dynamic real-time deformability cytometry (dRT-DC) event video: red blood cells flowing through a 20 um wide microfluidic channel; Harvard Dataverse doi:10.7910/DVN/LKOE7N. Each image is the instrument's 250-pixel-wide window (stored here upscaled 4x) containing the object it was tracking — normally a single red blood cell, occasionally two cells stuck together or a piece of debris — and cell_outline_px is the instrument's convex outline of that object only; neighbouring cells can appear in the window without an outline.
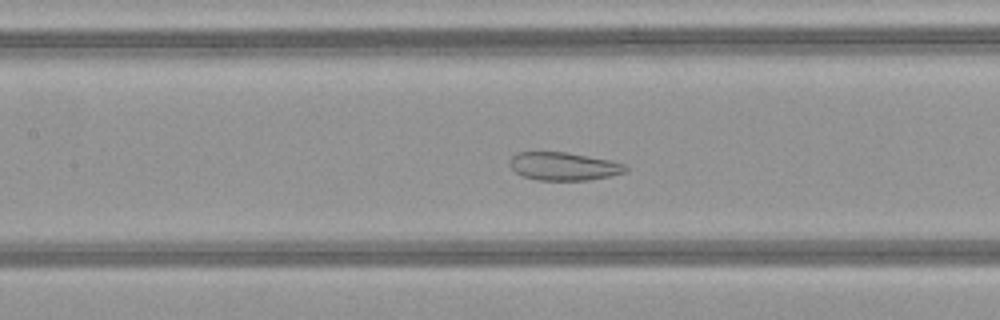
{"species": "common noctule bat (a hibernating species)", "species_latin": "Nyctalus noctula", "temperature_condition": "warm", "stored_images_in_passage": 39, "camera_frame_rate_fps": 3000, "um_per_image_px": 0.085, "animal": {"sex": "female", "body_mass_g": 21.9}, "frame": {"image": 1, "passage_image": 12, "time_ms": 3.667, "image_size_px": [1000, 320], "cell_outline_px": [[628, 172], [588, 180], [536, 180], [524, 176], [516, 172], [508, 164], [508, 160], [516, 152], [568, 152], [612, 160], [628, 164]], "centroid_in_image_um": [47.95, 14.12], "position_along_channel_um": 159.5, "area_um2": 19.25}}
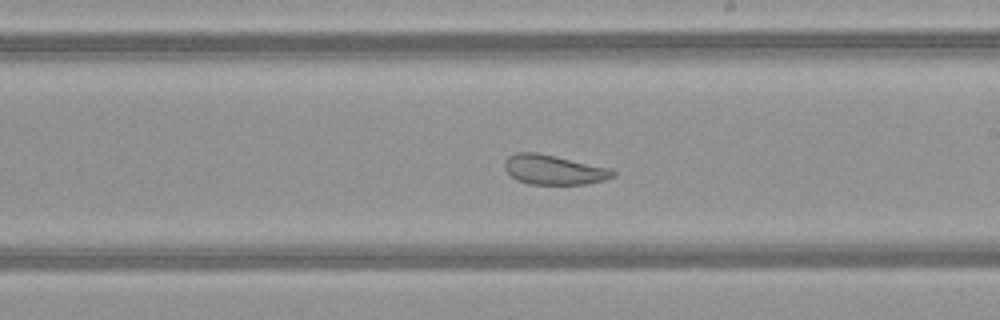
{"frame": {"image": 2, "passage_image": 18, "time_ms": 5.667, "image_size_px": [1000, 320], "cell_outline_px": [[616, 176], [604, 180], [588, 184], [528, 184], [516, 180], [504, 168], [504, 160], [508, 156], [516, 152], [536, 152], [612, 168], [616, 172]], "centroid_in_image_um": [47.09, 14.43], "position_along_channel_um": 241.9, "area_um2": 18.9}}
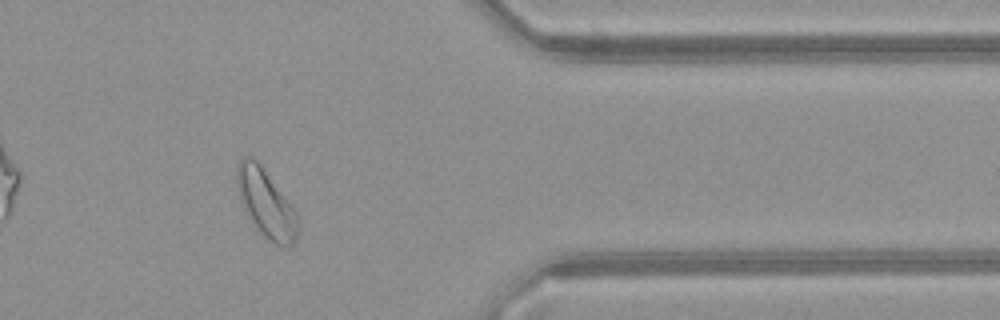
{"frame": {"image": 3, "passage_image": 30, "time_ms": 9.667, "image_size_px": [1000, 320], "cell_outline_px": [[300, 224], [296, 236], [292, 244], [276, 244], [268, 240], [260, 232], [244, 208], [240, 200], [236, 188], [236, 168], [240, 160], [244, 156], [252, 156], [260, 164], [300, 216]], "centroid_in_image_um": [22.61, 17.25], "position_along_channel_um": 388.8, "area_um2": 23.87}, "authors_computed_cell_mechanics": {"area_um2": 22.1952, "velocity_mm_per_s": 4.1351, "shape_relaxation_time_tau1_ms": null, "shape_relaxation_time_tau2_ms": 1.433, "deformation_change_tau1": null, "deformation_change_tau2": 0.0914}}